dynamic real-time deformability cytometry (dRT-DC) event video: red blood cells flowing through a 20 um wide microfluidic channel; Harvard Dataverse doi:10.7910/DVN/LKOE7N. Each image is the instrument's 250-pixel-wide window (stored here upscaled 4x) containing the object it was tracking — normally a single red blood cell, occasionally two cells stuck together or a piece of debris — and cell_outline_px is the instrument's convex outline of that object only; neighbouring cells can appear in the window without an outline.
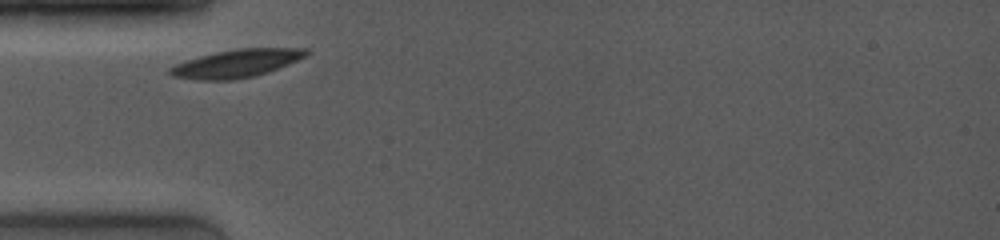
{"species": "common noctule bat (a hibernating species)", "species_latin": "Nyctalus noctula", "temperature_condition": "room temperature", "stored_images_in_passage": 2, "camera_frame_rate_fps": 4000, "um_per_image_px": 0.085, "animal": {"sex": "female", "body_mass_g": 19.0, "forearm_length_mm": 53.3}, "frame": {"image": 1, "passage_image": 1, "time_ms": 0.0, "image_size_px": [1000, 240], "cell_outline_px": [[312, 52], [288, 64], [268, 72], [252, 76], [232, 80], [200, 80], [172, 76], [168, 72], [168, 68], [176, 64], [200, 56], [216, 52], [240, 48], [308, 48]], "centroid_in_image_um": [20.11, 5.39], "position_along_channel_um": 64.9, "area_um2": 21.96}}